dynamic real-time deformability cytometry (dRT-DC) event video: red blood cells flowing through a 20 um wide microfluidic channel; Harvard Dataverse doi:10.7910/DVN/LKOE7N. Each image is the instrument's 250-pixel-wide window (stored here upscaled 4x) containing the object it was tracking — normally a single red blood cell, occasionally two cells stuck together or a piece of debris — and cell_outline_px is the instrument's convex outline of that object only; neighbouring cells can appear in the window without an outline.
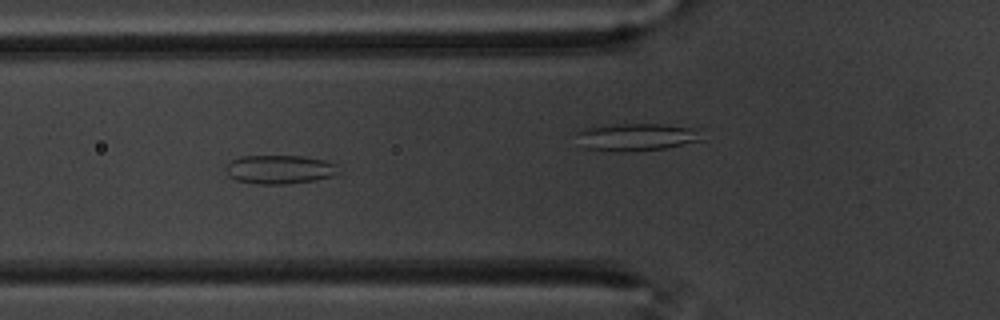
{"species": "common noctule bat (a hibernating species)", "species_latin": "Nyctalus noctula", "temperature_condition": "warm", "stored_images_in_passage": 59, "camera_frame_rate_fps": 3000, "um_per_image_px": 0.085, "animal": {"sex": "male", "body_mass_g": 20.1, "forearm_length_mm": 53.5}, "frame": {"image": 1, "passage_image": 22, "time_ms": 7.0, "image_size_px": [1000, 320], "cell_outline_px": [[340, 172], [332, 176], [316, 180], [288, 184], [256, 184], [236, 180], [228, 176], [224, 172], [224, 164], [240, 156], [304, 156], [324, 160], [336, 164]], "centroid_in_image_um": [23.72, 14.4], "position_along_channel_um": 102.1, "area_um2": 19.25}}
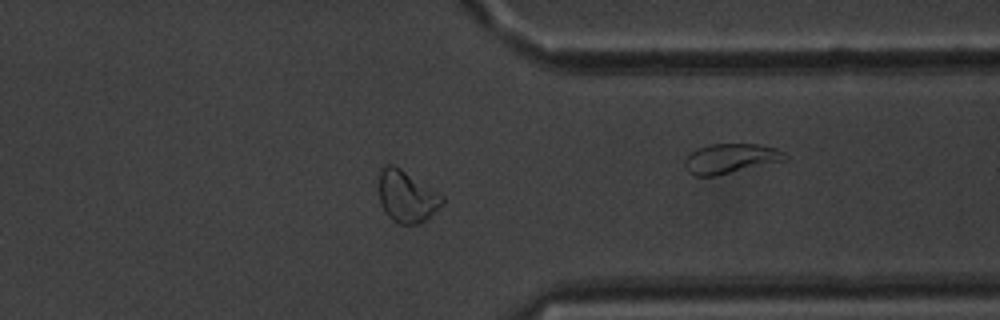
{"frame": {"image": 2, "passage_image": 46, "time_ms": 15.0, "image_size_px": [1000, 320], "cell_outline_px": [[444, 204], [420, 224], [400, 224], [392, 220], [384, 212], [380, 204], [380, 172], [384, 164], [392, 164], [400, 168], [444, 196]], "centroid_in_image_um": [34.58, 16.72], "position_along_channel_um": 376.8, "area_um2": 19.02}}
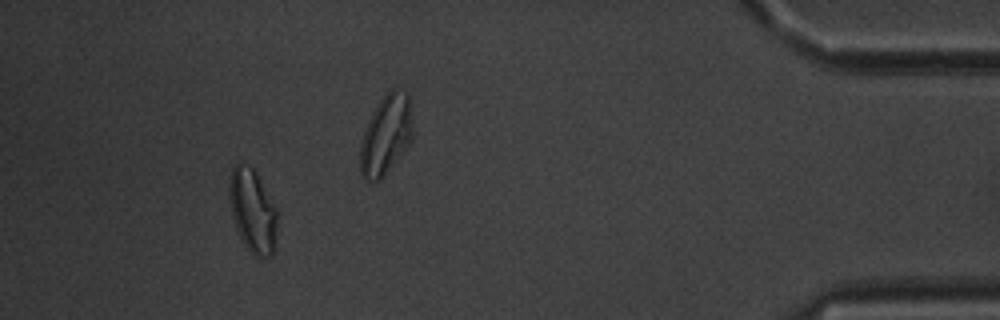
{"frame": {"image": 3, "passage_image": 54, "time_ms": 17.667, "image_size_px": [1000, 320], "cell_outline_px": [[276, 248], [272, 256], [260, 260], [244, 244], [236, 228], [232, 216], [228, 192], [228, 184], [232, 168], [236, 164], [240, 164], [252, 168], [256, 172], [276, 208]], "centroid_in_image_um": [21.48, 17.97], "position_along_channel_um": 413.7, "area_um2": 23.35}, "authors_computed_cell_mechanics": {"area_um2": 19.4208, "velocity_mm_per_s": 3.4899, "shape_relaxation_time_tau1_ms": 8.4687, "shape_relaxation_time_tau2_ms": 1.4873, "deformation_change_tau1": 0.1638, "deformation_change_tau2": 0.0818}}